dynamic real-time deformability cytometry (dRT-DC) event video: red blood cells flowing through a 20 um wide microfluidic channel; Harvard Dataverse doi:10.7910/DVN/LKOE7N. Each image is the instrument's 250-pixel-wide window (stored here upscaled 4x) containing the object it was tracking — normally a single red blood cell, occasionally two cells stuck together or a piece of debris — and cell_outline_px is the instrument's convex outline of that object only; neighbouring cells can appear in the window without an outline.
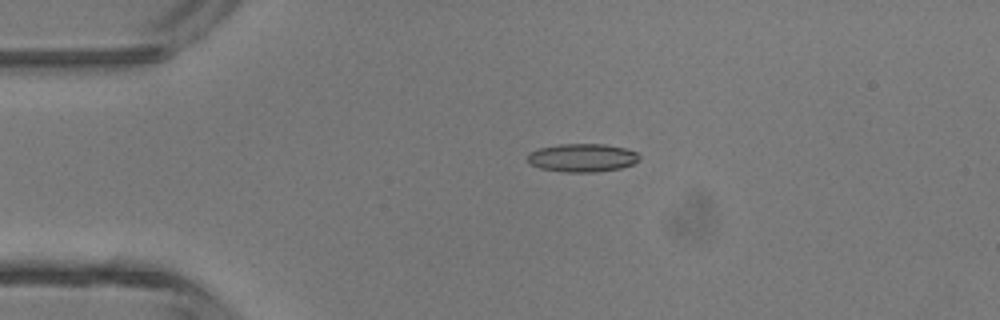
{"species": "common noctule bat (a hibernating species)", "species_latin": "Nyctalus noctula", "temperature_condition": "room temperature", "stored_images_in_passage": 3, "camera_frame_rate_fps": 3000, "um_per_image_px": 0.085, "animal": {"sex": "male", "body_mass_g": 13.3}, "frame": {"image": 1, "passage_image": 2, "time_ms": 0.333, "image_size_px": [1000, 320], "cell_outline_px": [[640, 160], [632, 164], [620, 168], [596, 172], [564, 172], [540, 168], [528, 164], [528, 152], [540, 148], [560, 144], [604, 144], [624, 148], [636, 152], [640, 156]], "centroid_in_image_um": [49.48, 13.41], "position_along_channel_um": 35.5, "area_um2": 18.44}}